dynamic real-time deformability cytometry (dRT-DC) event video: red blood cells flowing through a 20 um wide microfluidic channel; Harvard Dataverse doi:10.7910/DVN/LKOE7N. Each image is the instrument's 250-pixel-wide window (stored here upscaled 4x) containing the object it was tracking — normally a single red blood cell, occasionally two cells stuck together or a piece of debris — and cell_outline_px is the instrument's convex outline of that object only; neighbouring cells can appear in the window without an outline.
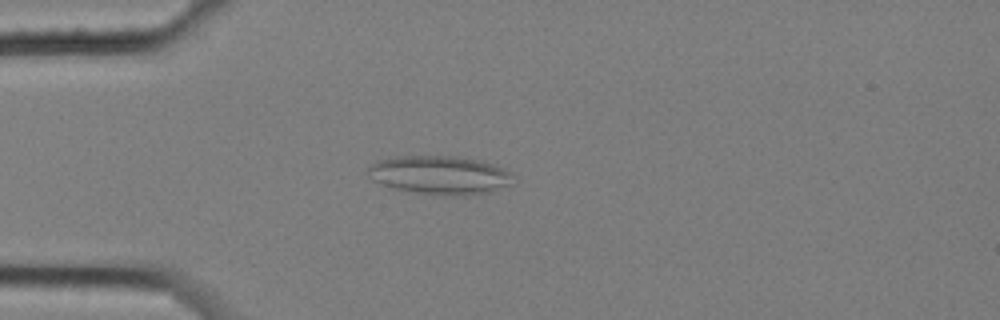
{"species": "common noctule bat (a hibernating species)", "species_latin": "Nyctalus noctula", "temperature_condition": "cold", "stored_images_in_passage": 14, "camera_frame_rate_fps": 3000, "um_per_image_px": 0.085, "animal": {"sex": "female", "body_mass_g": 25.1}, "frame": {"image": 1, "passage_image": 3, "time_ms": 0.667, "image_size_px": [1000, 320], "cell_outline_px": [[508, 184], [492, 192], [468, 196], [444, 196], [416, 192], [396, 188], [372, 180], [364, 172], [364, 168], [376, 160], [404, 156], [452, 156], [476, 160], [492, 164], [508, 172]], "centroid_in_image_um": [37.26, 14.89], "position_along_channel_um": 47.7, "area_um2": 32.31}}
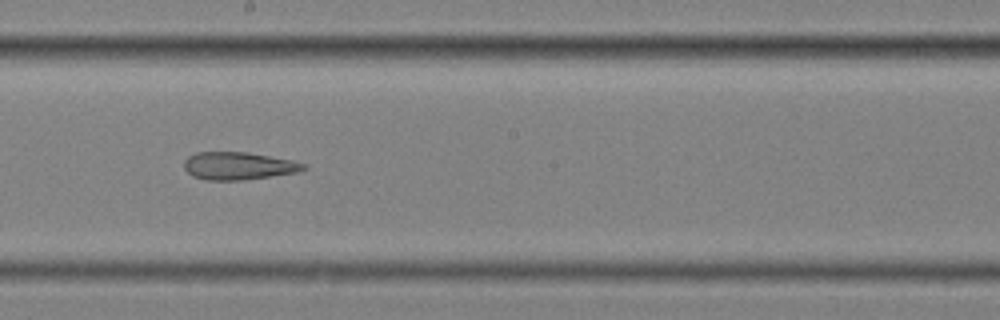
{"frame": {"image": 2, "passage_image": 8, "time_ms": 2.333, "image_size_px": [1000, 320], "cell_outline_px": [[308, 168], [296, 172], [244, 180], [204, 180], [192, 176], [184, 168], [184, 160], [188, 156], [196, 152], [248, 152], [292, 160], [304, 164]], "centroid_in_image_um": [20.23, 14.1], "position_along_channel_um": 228.0, "area_um2": 19.25}}
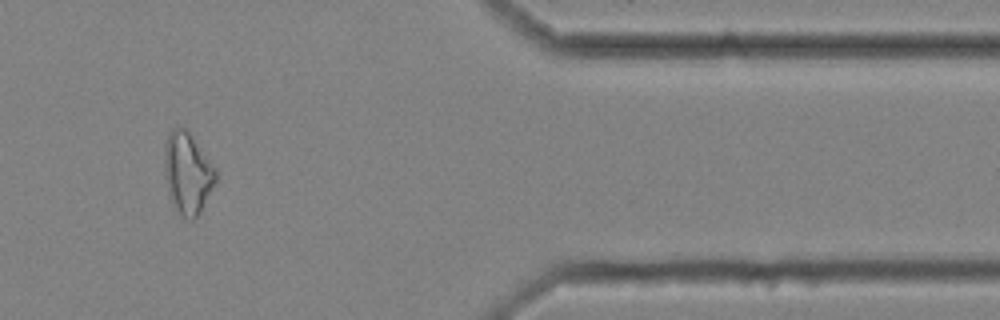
{"frame": {"image": 3, "passage_image": 12, "time_ms": 3.667, "image_size_px": [1000, 320], "cell_outline_px": [[220, 176], [200, 212], [192, 220], [188, 220], [172, 204], [168, 188], [164, 168], [164, 144], [168, 132], [172, 128], [188, 128], [216, 168]], "centroid_in_image_um": [15.98, 14.65], "position_along_channel_um": 395.4, "area_um2": 24.74}}